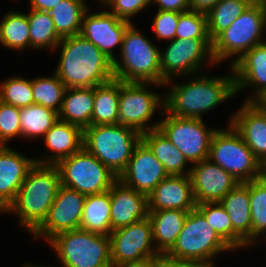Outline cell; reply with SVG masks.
<instances>
[{"instance_id":"30","label":"cell","mask_w":266,"mask_h":267,"mask_svg":"<svg viewBox=\"0 0 266 267\" xmlns=\"http://www.w3.org/2000/svg\"><path fill=\"white\" fill-rule=\"evenodd\" d=\"M110 209V190L86 196L80 228L109 236L112 231Z\"/></svg>"},{"instance_id":"44","label":"cell","mask_w":266,"mask_h":267,"mask_svg":"<svg viewBox=\"0 0 266 267\" xmlns=\"http://www.w3.org/2000/svg\"><path fill=\"white\" fill-rule=\"evenodd\" d=\"M158 267H214V264L199 260L177 259L167 254H160Z\"/></svg>"},{"instance_id":"33","label":"cell","mask_w":266,"mask_h":267,"mask_svg":"<svg viewBox=\"0 0 266 267\" xmlns=\"http://www.w3.org/2000/svg\"><path fill=\"white\" fill-rule=\"evenodd\" d=\"M29 21L26 13L10 12L0 22V43L14 50L31 48Z\"/></svg>"},{"instance_id":"46","label":"cell","mask_w":266,"mask_h":267,"mask_svg":"<svg viewBox=\"0 0 266 267\" xmlns=\"http://www.w3.org/2000/svg\"><path fill=\"white\" fill-rule=\"evenodd\" d=\"M220 0H189V10L207 13Z\"/></svg>"},{"instance_id":"20","label":"cell","mask_w":266,"mask_h":267,"mask_svg":"<svg viewBox=\"0 0 266 267\" xmlns=\"http://www.w3.org/2000/svg\"><path fill=\"white\" fill-rule=\"evenodd\" d=\"M35 163L34 158L29 159L7 145L0 146V212L5 213L14 202Z\"/></svg>"},{"instance_id":"47","label":"cell","mask_w":266,"mask_h":267,"mask_svg":"<svg viewBox=\"0 0 266 267\" xmlns=\"http://www.w3.org/2000/svg\"><path fill=\"white\" fill-rule=\"evenodd\" d=\"M60 1L62 0H30V7L31 9L48 12Z\"/></svg>"},{"instance_id":"50","label":"cell","mask_w":266,"mask_h":267,"mask_svg":"<svg viewBox=\"0 0 266 267\" xmlns=\"http://www.w3.org/2000/svg\"><path fill=\"white\" fill-rule=\"evenodd\" d=\"M262 173L263 176H266V161L262 164Z\"/></svg>"},{"instance_id":"15","label":"cell","mask_w":266,"mask_h":267,"mask_svg":"<svg viewBox=\"0 0 266 267\" xmlns=\"http://www.w3.org/2000/svg\"><path fill=\"white\" fill-rule=\"evenodd\" d=\"M86 196L63 185L58 188L55 201L43 224L33 233L47 242L61 232L80 228Z\"/></svg>"},{"instance_id":"4","label":"cell","mask_w":266,"mask_h":267,"mask_svg":"<svg viewBox=\"0 0 266 267\" xmlns=\"http://www.w3.org/2000/svg\"><path fill=\"white\" fill-rule=\"evenodd\" d=\"M157 48L131 23L123 35L121 61H113L114 78L123 82L164 85L166 80L162 77L160 50Z\"/></svg>"},{"instance_id":"14","label":"cell","mask_w":266,"mask_h":267,"mask_svg":"<svg viewBox=\"0 0 266 267\" xmlns=\"http://www.w3.org/2000/svg\"><path fill=\"white\" fill-rule=\"evenodd\" d=\"M207 58L209 63L216 64L210 38L171 40L165 52H160L162 77L166 80L164 85H168L172 81L171 78L176 75L190 76V73H200L199 68Z\"/></svg>"},{"instance_id":"19","label":"cell","mask_w":266,"mask_h":267,"mask_svg":"<svg viewBox=\"0 0 266 267\" xmlns=\"http://www.w3.org/2000/svg\"><path fill=\"white\" fill-rule=\"evenodd\" d=\"M229 121L263 164L266 161V110L256 102L245 101Z\"/></svg>"},{"instance_id":"40","label":"cell","mask_w":266,"mask_h":267,"mask_svg":"<svg viewBox=\"0 0 266 267\" xmlns=\"http://www.w3.org/2000/svg\"><path fill=\"white\" fill-rule=\"evenodd\" d=\"M175 38H209L206 13L192 10L180 12Z\"/></svg>"},{"instance_id":"3","label":"cell","mask_w":266,"mask_h":267,"mask_svg":"<svg viewBox=\"0 0 266 267\" xmlns=\"http://www.w3.org/2000/svg\"><path fill=\"white\" fill-rule=\"evenodd\" d=\"M60 185L56 165L35 163L20 186L16 199L5 212L17 213L20 226L33 234L46 220Z\"/></svg>"},{"instance_id":"16","label":"cell","mask_w":266,"mask_h":267,"mask_svg":"<svg viewBox=\"0 0 266 267\" xmlns=\"http://www.w3.org/2000/svg\"><path fill=\"white\" fill-rule=\"evenodd\" d=\"M189 169L196 204L220 202L240 183L229 172L209 159L193 164Z\"/></svg>"},{"instance_id":"1","label":"cell","mask_w":266,"mask_h":267,"mask_svg":"<svg viewBox=\"0 0 266 267\" xmlns=\"http://www.w3.org/2000/svg\"><path fill=\"white\" fill-rule=\"evenodd\" d=\"M55 70L67 88L96 87L114 79L113 61L81 34L64 37Z\"/></svg>"},{"instance_id":"2","label":"cell","mask_w":266,"mask_h":267,"mask_svg":"<svg viewBox=\"0 0 266 267\" xmlns=\"http://www.w3.org/2000/svg\"><path fill=\"white\" fill-rule=\"evenodd\" d=\"M231 72V76L199 75L190 82L173 84L164 97L163 111L178 117L203 119L204 112L236 94L233 70Z\"/></svg>"},{"instance_id":"27","label":"cell","mask_w":266,"mask_h":267,"mask_svg":"<svg viewBox=\"0 0 266 267\" xmlns=\"http://www.w3.org/2000/svg\"><path fill=\"white\" fill-rule=\"evenodd\" d=\"M188 212L179 209L149 211L153 241H157L155 248L161 254H165L176 242Z\"/></svg>"},{"instance_id":"37","label":"cell","mask_w":266,"mask_h":267,"mask_svg":"<svg viewBox=\"0 0 266 267\" xmlns=\"http://www.w3.org/2000/svg\"><path fill=\"white\" fill-rule=\"evenodd\" d=\"M67 87L54 72L52 77L32 80L34 104L42 105L59 113Z\"/></svg>"},{"instance_id":"41","label":"cell","mask_w":266,"mask_h":267,"mask_svg":"<svg viewBox=\"0 0 266 267\" xmlns=\"http://www.w3.org/2000/svg\"><path fill=\"white\" fill-rule=\"evenodd\" d=\"M21 137L20 108L0 101V146Z\"/></svg>"},{"instance_id":"7","label":"cell","mask_w":266,"mask_h":267,"mask_svg":"<svg viewBox=\"0 0 266 267\" xmlns=\"http://www.w3.org/2000/svg\"><path fill=\"white\" fill-rule=\"evenodd\" d=\"M48 242L66 267H113L108 235L78 228L61 232Z\"/></svg>"},{"instance_id":"12","label":"cell","mask_w":266,"mask_h":267,"mask_svg":"<svg viewBox=\"0 0 266 267\" xmlns=\"http://www.w3.org/2000/svg\"><path fill=\"white\" fill-rule=\"evenodd\" d=\"M158 128L191 164L208 159L210 143L217 129H207L202 119L172 114L159 121Z\"/></svg>"},{"instance_id":"43","label":"cell","mask_w":266,"mask_h":267,"mask_svg":"<svg viewBox=\"0 0 266 267\" xmlns=\"http://www.w3.org/2000/svg\"><path fill=\"white\" fill-rule=\"evenodd\" d=\"M178 21L179 12L158 10L153 19V30L161 40H173L175 39Z\"/></svg>"},{"instance_id":"36","label":"cell","mask_w":266,"mask_h":267,"mask_svg":"<svg viewBox=\"0 0 266 267\" xmlns=\"http://www.w3.org/2000/svg\"><path fill=\"white\" fill-rule=\"evenodd\" d=\"M29 21L30 43L32 48H52L57 47L62 38L55 30L53 19L46 11L30 9L27 14Z\"/></svg>"},{"instance_id":"22","label":"cell","mask_w":266,"mask_h":267,"mask_svg":"<svg viewBox=\"0 0 266 267\" xmlns=\"http://www.w3.org/2000/svg\"><path fill=\"white\" fill-rule=\"evenodd\" d=\"M149 211L179 209L192 211L196 203L190 175H168L148 196Z\"/></svg>"},{"instance_id":"48","label":"cell","mask_w":266,"mask_h":267,"mask_svg":"<svg viewBox=\"0 0 266 267\" xmlns=\"http://www.w3.org/2000/svg\"><path fill=\"white\" fill-rule=\"evenodd\" d=\"M120 267H158V257L138 264H127Z\"/></svg>"},{"instance_id":"17","label":"cell","mask_w":266,"mask_h":267,"mask_svg":"<svg viewBox=\"0 0 266 267\" xmlns=\"http://www.w3.org/2000/svg\"><path fill=\"white\" fill-rule=\"evenodd\" d=\"M168 174L150 149L140 141L118 179L127 187L149 196Z\"/></svg>"},{"instance_id":"21","label":"cell","mask_w":266,"mask_h":267,"mask_svg":"<svg viewBox=\"0 0 266 267\" xmlns=\"http://www.w3.org/2000/svg\"><path fill=\"white\" fill-rule=\"evenodd\" d=\"M112 231L149 216L148 196L127 187L119 179L110 189Z\"/></svg>"},{"instance_id":"29","label":"cell","mask_w":266,"mask_h":267,"mask_svg":"<svg viewBox=\"0 0 266 267\" xmlns=\"http://www.w3.org/2000/svg\"><path fill=\"white\" fill-rule=\"evenodd\" d=\"M120 80L112 79L94 87L91 125L119 124Z\"/></svg>"},{"instance_id":"35","label":"cell","mask_w":266,"mask_h":267,"mask_svg":"<svg viewBox=\"0 0 266 267\" xmlns=\"http://www.w3.org/2000/svg\"><path fill=\"white\" fill-rule=\"evenodd\" d=\"M58 113L42 105L32 104L20 108L21 136L36 138L44 136L58 120Z\"/></svg>"},{"instance_id":"10","label":"cell","mask_w":266,"mask_h":267,"mask_svg":"<svg viewBox=\"0 0 266 267\" xmlns=\"http://www.w3.org/2000/svg\"><path fill=\"white\" fill-rule=\"evenodd\" d=\"M56 166L61 185L85 196L106 192L118 180L116 175L84 148L61 159Z\"/></svg>"},{"instance_id":"23","label":"cell","mask_w":266,"mask_h":267,"mask_svg":"<svg viewBox=\"0 0 266 267\" xmlns=\"http://www.w3.org/2000/svg\"><path fill=\"white\" fill-rule=\"evenodd\" d=\"M236 94L240 89L256 88L246 102H256L266 92V41L248 50L232 66Z\"/></svg>"},{"instance_id":"13","label":"cell","mask_w":266,"mask_h":267,"mask_svg":"<svg viewBox=\"0 0 266 267\" xmlns=\"http://www.w3.org/2000/svg\"><path fill=\"white\" fill-rule=\"evenodd\" d=\"M159 83L123 82L120 80L119 97V124L131 127L143 134L151 129L158 128L156 124H147L159 104L164 110V98L157 93L149 91L146 86Z\"/></svg>"},{"instance_id":"49","label":"cell","mask_w":266,"mask_h":267,"mask_svg":"<svg viewBox=\"0 0 266 267\" xmlns=\"http://www.w3.org/2000/svg\"><path fill=\"white\" fill-rule=\"evenodd\" d=\"M256 103L264 110H266V92L256 101Z\"/></svg>"},{"instance_id":"34","label":"cell","mask_w":266,"mask_h":267,"mask_svg":"<svg viewBox=\"0 0 266 267\" xmlns=\"http://www.w3.org/2000/svg\"><path fill=\"white\" fill-rule=\"evenodd\" d=\"M254 0H220L207 13L208 35L213 40L227 29Z\"/></svg>"},{"instance_id":"18","label":"cell","mask_w":266,"mask_h":267,"mask_svg":"<svg viewBox=\"0 0 266 267\" xmlns=\"http://www.w3.org/2000/svg\"><path fill=\"white\" fill-rule=\"evenodd\" d=\"M130 24L110 11L89 14L87 10L83 15L80 34L114 61L116 58L112 49L120 45L121 50L124 32Z\"/></svg>"},{"instance_id":"38","label":"cell","mask_w":266,"mask_h":267,"mask_svg":"<svg viewBox=\"0 0 266 267\" xmlns=\"http://www.w3.org/2000/svg\"><path fill=\"white\" fill-rule=\"evenodd\" d=\"M252 245L261 234L266 235V176L249 181Z\"/></svg>"},{"instance_id":"51","label":"cell","mask_w":266,"mask_h":267,"mask_svg":"<svg viewBox=\"0 0 266 267\" xmlns=\"http://www.w3.org/2000/svg\"><path fill=\"white\" fill-rule=\"evenodd\" d=\"M63 267H66V266H64V265H62ZM25 267H47V266H36V265H30V264H27V265H25ZM49 267V266H48Z\"/></svg>"},{"instance_id":"32","label":"cell","mask_w":266,"mask_h":267,"mask_svg":"<svg viewBox=\"0 0 266 267\" xmlns=\"http://www.w3.org/2000/svg\"><path fill=\"white\" fill-rule=\"evenodd\" d=\"M196 209L205 217L208 224L231 249L250 246L233 229L230 217L220 202L196 204Z\"/></svg>"},{"instance_id":"26","label":"cell","mask_w":266,"mask_h":267,"mask_svg":"<svg viewBox=\"0 0 266 267\" xmlns=\"http://www.w3.org/2000/svg\"><path fill=\"white\" fill-rule=\"evenodd\" d=\"M141 141L163 164L168 175H190L191 170L185 171L186 164L189 162L159 128L143 133Z\"/></svg>"},{"instance_id":"45","label":"cell","mask_w":266,"mask_h":267,"mask_svg":"<svg viewBox=\"0 0 266 267\" xmlns=\"http://www.w3.org/2000/svg\"><path fill=\"white\" fill-rule=\"evenodd\" d=\"M159 5L158 10L185 12L189 10V0H152Z\"/></svg>"},{"instance_id":"28","label":"cell","mask_w":266,"mask_h":267,"mask_svg":"<svg viewBox=\"0 0 266 267\" xmlns=\"http://www.w3.org/2000/svg\"><path fill=\"white\" fill-rule=\"evenodd\" d=\"M93 106L94 87L67 88L58 118L85 129L91 126Z\"/></svg>"},{"instance_id":"9","label":"cell","mask_w":266,"mask_h":267,"mask_svg":"<svg viewBox=\"0 0 266 267\" xmlns=\"http://www.w3.org/2000/svg\"><path fill=\"white\" fill-rule=\"evenodd\" d=\"M227 250L231 248L195 208L188 212L176 242L165 254L177 259L213 263L212 259L215 255Z\"/></svg>"},{"instance_id":"42","label":"cell","mask_w":266,"mask_h":267,"mask_svg":"<svg viewBox=\"0 0 266 267\" xmlns=\"http://www.w3.org/2000/svg\"><path fill=\"white\" fill-rule=\"evenodd\" d=\"M103 5L108 6L111 13L119 19L130 21V17L138 14L147 7L152 0H99Z\"/></svg>"},{"instance_id":"8","label":"cell","mask_w":266,"mask_h":267,"mask_svg":"<svg viewBox=\"0 0 266 267\" xmlns=\"http://www.w3.org/2000/svg\"><path fill=\"white\" fill-rule=\"evenodd\" d=\"M208 159L229 172L240 183L263 176L262 164L231 124L217 129L211 139Z\"/></svg>"},{"instance_id":"24","label":"cell","mask_w":266,"mask_h":267,"mask_svg":"<svg viewBox=\"0 0 266 267\" xmlns=\"http://www.w3.org/2000/svg\"><path fill=\"white\" fill-rule=\"evenodd\" d=\"M45 144L54 154L47 159H35L38 164L56 165L61 159L79 152L83 148V129L58 119L44 135Z\"/></svg>"},{"instance_id":"31","label":"cell","mask_w":266,"mask_h":267,"mask_svg":"<svg viewBox=\"0 0 266 267\" xmlns=\"http://www.w3.org/2000/svg\"><path fill=\"white\" fill-rule=\"evenodd\" d=\"M84 2V0H62L48 11L61 38L80 34L83 15L88 10Z\"/></svg>"},{"instance_id":"11","label":"cell","mask_w":266,"mask_h":267,"mask_svg":"<svg viewBox=\"0 0 266 267\" xmlns=\"http://www.w3.org/2000/svg\"><path fill=\"white\" fill-rule=\"evenodd\" d=\"M109 237L113 267L143 263L161 254L152 245L154 241L149 217L115 229Z\"/></svg>"},{"instance_id":"25","label":"cell","mask_w":266,"mask_h":267,"mask_svg":"<svg viewBox=\"0 0 266 267\" xmlns=\"http://www.w3.org/2000/svg\"><path fill=\"white\" fill-rule=\"evenodd\" d=\"M220 204L230 217L233 229L251 246L252 219L249 182L239 183L223 197Z\"/></svg>"},{"instance_id":"5","label":"cell","mask_w":266,"mask_h":267,"mask_svg":"<svg viewBox=\"0 0 266 267\" xmlns=\"http://www.w3.org/2000/svg\"><path fill=\"white\" fill-rule=\"evenodd\" d=\"M141 135L121 124L91 125L83 129V148L119 177L141 141Z\"/></svg>"},{"instance_id":"39","label":"cell","mask_w":266,"mask_h":267,"mask_svg":"<svg viewBox=\"0 0 266 267\" xmlns=\"http://www.w3.org/2000/svg\"><path fill=\"white\" fill-rule=\"evenodd\" d=\"M0 101L18 108L34 104L32 80L10 77L0 85Z\"/></svg>"},{"instance_id":"6","label":"cell","mask_w":266,"mask_h":267,"mask_svg":"<svg viewBox=\"0 0 266 267\" xmlns=\"http://www.w3.org/2000/svg\"><path fill=\"white\" fill-rule=\"evenodd\" d=\"M266 1H254L236 20L212 40V54L218 64L233 59L231 66L254 46L264 43Z\"/></svg>"}]
</instances>
